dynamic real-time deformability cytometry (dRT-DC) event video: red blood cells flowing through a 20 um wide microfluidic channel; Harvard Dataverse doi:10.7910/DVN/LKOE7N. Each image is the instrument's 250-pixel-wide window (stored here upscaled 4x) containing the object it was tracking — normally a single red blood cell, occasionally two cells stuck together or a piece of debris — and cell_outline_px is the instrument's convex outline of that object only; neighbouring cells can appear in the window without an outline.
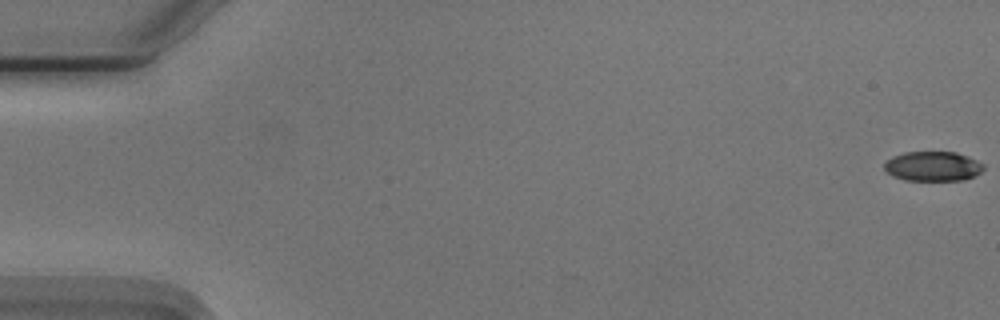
{"species": "Egyptian fruit bat (a non-hibernating species)", "species_latin": "Rousettus aegyptiacus", "temperature_condition": "cold", "stored_images_in_passage": 4, "camera_frame_rate_fps": 3000, "um_per_image_px": 0.085, "animal": {"sex": "male"}, "frame": {"image": 1, "passage_image": 1, "time_ms": 0.0, "image_size_px": [1000, 320], "cell_outline_px": [[984, 168], [976, 176], [964, 180], [904, 180], [892, 176], [884, 168], [884, 164], [892, 156], [904, 152], [956, 152], [968, 156], [984, 164]], "centroid_in_image_um": [79.31, 14.13], "position_along_channel_um": 5.7, "area_um2": 17.22}}